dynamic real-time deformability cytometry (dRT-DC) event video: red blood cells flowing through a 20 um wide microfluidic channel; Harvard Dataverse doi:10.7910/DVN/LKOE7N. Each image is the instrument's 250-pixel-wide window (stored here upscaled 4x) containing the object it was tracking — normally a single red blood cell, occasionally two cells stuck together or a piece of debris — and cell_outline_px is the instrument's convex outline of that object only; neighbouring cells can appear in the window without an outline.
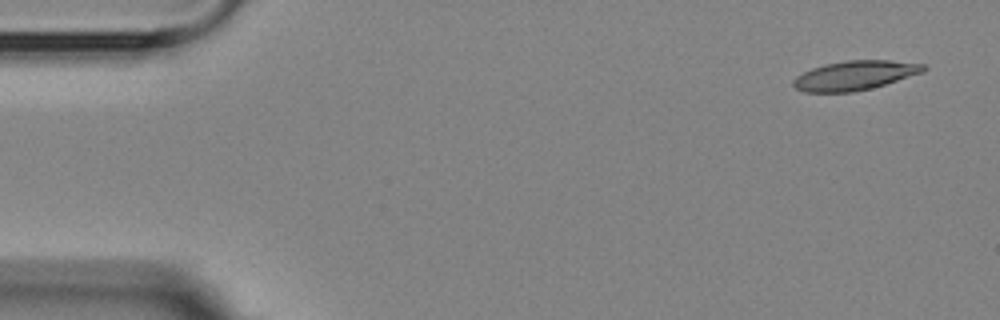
{"species": "Egyptian fruit bat (a non-hibernating species)", "species_latin": "Rousettus aegyptiacus", "temperature_condition": "room temperature", "stored_images_in_passage": 13, "camera_frame_rate_fps": 3000, "um_per_image_px": 0.085, "animal": {"sex": "female"}, "frame": {"image": 1, "passage_image": 1, "time_ms": 0.0, "image_size_px": [1000, 320], "cell_outline_px": [[928, 68], [924, 72], [872, 88], [852, 92], [804, 92], [796, 88], [792, 84], [792, 80], [796, 76], [812, 68], [824, 64], [848, 60], [888, 60], [924, 64]], "centroid_in_image_um": [72.66, 6.41], "position_along_channel_um": 12.3, "area_um2": 22.25}}
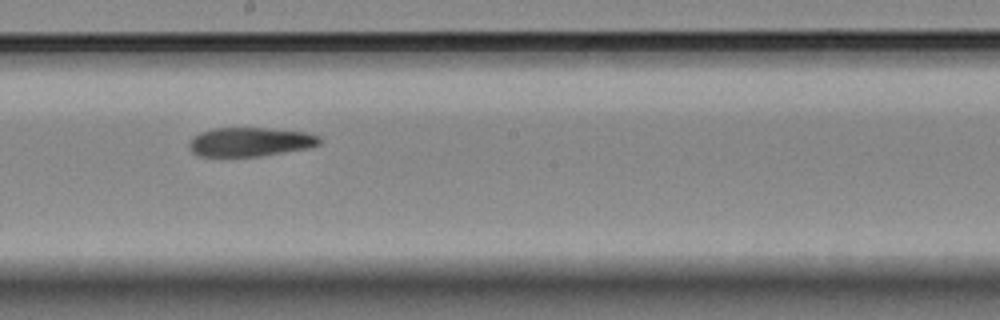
{"frame": {"image": 2, "passage_image": 8, "time_ms": 9.0, "image_size_px": [1000, 320], "cell_outline_px": [[320, 144], [308, 148], [260, 156], [196, 156], [188, 148], [188, 144], [192, 136], [200, 132], [212, 128], [264, 128], [304, 132], [320, 136]], "centroid_in_image_um": [21.2, 12.06], "position_along_channel_um": 227.0, "area_um2": 22.08}}
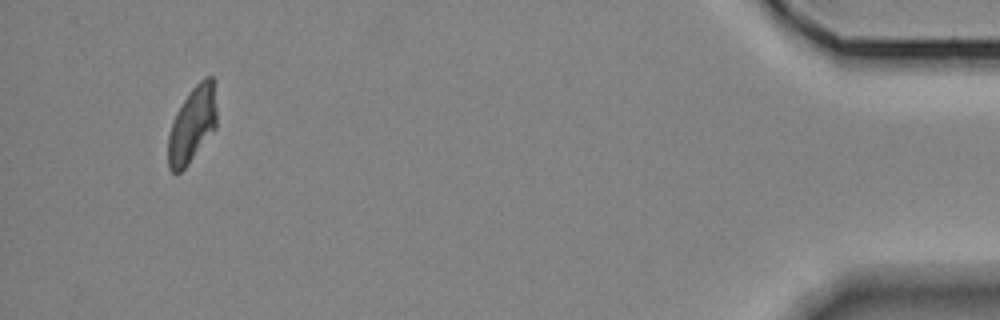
{"frame": {"image": 3, "passage_image": 13, "time_ms": 16.333, "image_size_px": [1000, 320], "cell_outline_px": [[216, 128], [188, 164], [180, 172], [172, 172], [168, 168], [168, 136], [176, 112], [192, 88], [204, 76], [212, 76], [216, 108]], "centroid_in_image_um": [16.33, 10.6], "position_along_channel_um": 418.9, "area_um2": 21.21}}